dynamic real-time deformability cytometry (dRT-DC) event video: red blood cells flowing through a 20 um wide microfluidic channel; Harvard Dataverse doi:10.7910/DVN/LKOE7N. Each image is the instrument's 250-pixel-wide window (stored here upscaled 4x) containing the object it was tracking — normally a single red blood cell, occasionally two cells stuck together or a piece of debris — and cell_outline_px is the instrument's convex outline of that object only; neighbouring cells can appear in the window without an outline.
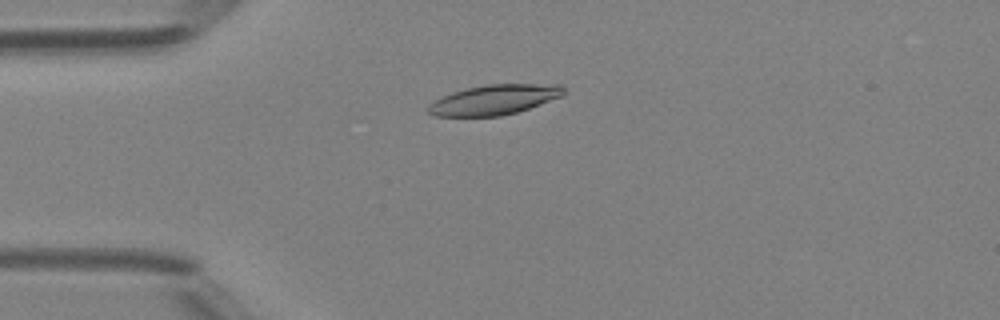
{"species": "Egyptian fruit bat (a non-hibernating species)", "species_latin": "Rousettus aegyptiacus", "temperature_condition": "room temperature", "stored_images_in_passage": 48, "camera_frame_rate_fps": 3000, "um_per_image_px": 0.085, "animal": {"sex": "female"}, "frame": {"image": 1, "passage_image": 12, "time_ms": 3.667, "image_size_px": [1000, 320], "cell_outline_px": [[564, 92], [560, 96], [540, 104], [516, 112], [500, 116], [436, 116], [428, 112], [424, 108], [428, 104], [440, 96], [452, 92], [468, 88], [488, 84], [560, 84], [564, 88]], "centroid_in_image_um": [41.94, 8.47], "position_along_channel_um": 43.1, "area_um2": 23.58}}
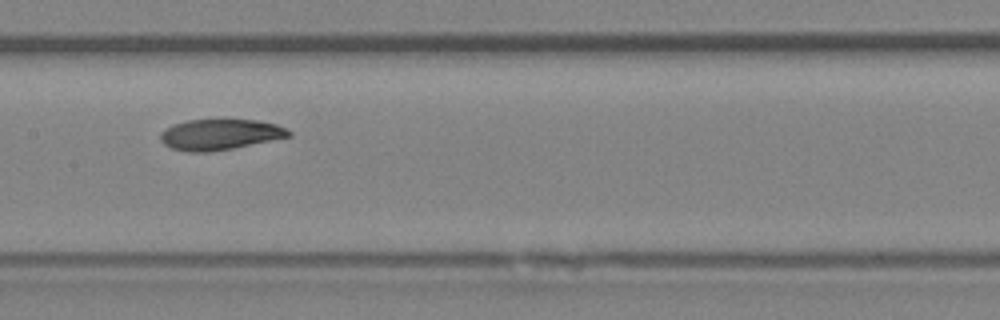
{"frame": {"image": 2, "passage_image": 24, "time_ms": 7.667, "image_size_px": [1000, 320], "cell_outline_px": [[292, 136], [232, 148], [208, 152], [188, 152], [172, 148], [164, 144], [160, 140], [160, 132], [172, 124], [188, 120], [256, 120], [276, 124], [292, 132]], "centroid_in_image_um": [18.67, 11.43], "position_along_channel_um": 188.7, "area_um2": 22.83}}
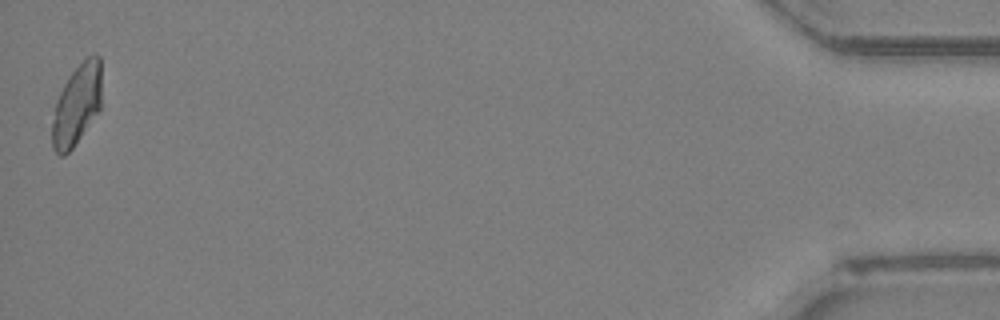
{"frame": {"image": 3, "passage_image": 48, "time_ms": 15.667, "image_size_px": [1000, 320], "cell_outline_px": [[100, 108], [72, 148], [64, 156], [60, 156], [52, 148], [52, 120], [56, 100], [64, 84], [72, 72], [88, 56], [96, 52], [100, 56]], "centroid_in_image_um": [6.5, 8.9], "position_along_channel_um": 428.7, "area_um2": 22.89}, "authors_computed_cell_mechanics": {"area_um2": 23.5535, "velocity_mm_per_s": 4.1897, "shape_relaxation_time_tau1_ms": null, "shape_relaxation_time_tau2_ms": 3.3033, "deformation_change_tau1": null, "deformation_change_tau2": 0.0763}}